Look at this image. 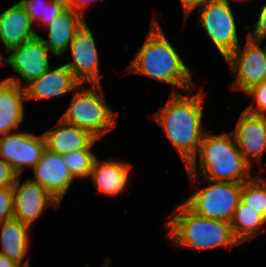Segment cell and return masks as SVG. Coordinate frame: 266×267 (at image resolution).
Segmentation results:
<instances>
[{
  "instance_id": "obj_16",
  "label": "cell",
  "mask_w": 266,
  "mask_h": 267,
  "mask_svg": "<svg viewBox=\"0 0 266 267\" xmlns=\"http://www.w3.org/2000/svg\"><path fill=\"white\" fill-rule=\"evenodd\" d=\"M86 23L85 16L68 7L53 22L47 25L48 38L38 35L51 55L62 56L68 51L76 33Z\"/></svg>"
},
{
  "instance_id": "obj_4",
  "label": "cell",
  "mask_w": 266,
  "mask_h": 267,
  "mask_svg": "<svg viewBox=\"0 0 266 267\" xmlns=\"http://www.w3.org/2000/svg\"><path fill=\"white\" fill-rule=\"evenodd\" d=\"M169 216L172 217L166 221L167 237L181 248L200 251L241 245L230 223L199 216L183 202Z\"/></svg>"
},
{
  "instance_id": "obj_25",
  "label": "cell",
  "mask_w": 266,
  "mask_h": 267,
  "mask_svg": "<svg viewBox=\"0 0 266 267\" xmlns=\"http://www.w3.org/2000/svg\"><path fill=\"white\" fill-rule=\"evenodd\" d=\"M96 158L91 149H79L62 154L64 164L75 179L89 178Z\"/></svg>"
},
{
  "instance_id": "obj_13",
  "label": "cell",
  "mask_w": 266,
  "mask_h": 267,
  "mask_svg": "<svg viewBox=\"0 0 266 267\" xmlns=\"http://www.w3.org/2000/svg\"><path fill=\"white\" fill-rule=\"evenodd\" d=\"M232 133L238 149L251 166L253 161L262 160L266 152V116L243 110Z\"/></svg>"
},
{
  "instance_id": "obj_26",
  "label": "cell",
  "mask_w": 266,
  "mask_h": 267,
  "mask_svg": "<svg viewBox=\"0 0 266 267\" xmlns=\"http://www.w3.org/2000/svg\"><path fill=\"white\" fill-rule=\"evenodd\" d=\"M244 93L250 96L253 101L244 111L259 116H266V81L252 86Z\"/></svg>"
},
{
  "instance_id": "obj_10",
  "label": "cell",
  "mask_w": 266,
  "mask_h": 267,
  "mask_svg": "<svg viewBox=\"0 0 266 267\" xmlns=\"http://www.w3.org/2000/svg\"><path fill=\"white\" fill-rule=\"evenodd\" d=\"M43 135L20 131L0 136V158L21 176L24 168H33L45 150Z\"/></svg>"
},
{
  "instance_id": "obj_15",
  "label": "cell",
  "mask_w": 266,
  "mask_h": 267,
  "mask_svg": "<svg viewBox=\"0 0 266 267\" xmlns=\"http://www.w3.org/2000/svg\"><path fill=\"white\" fill-rule=\"evenodd\" d=\"M80 83L64 64L52 70L50 67L39 78L32 80L25 87L26 99H48L63 96L75 91Z\"/></svg>"
},
{
  "instance_id": "obj_19",
  "label": "cell",
  "mask_w": 266,
  "mask_h": 267,
  "mask_svg": "<svg viewBox=\"0 0 266 267\" xmlns=\"http://www.w3.org/2000/svg\"><path fill=\"white\" fill-rule=\"evenodd\" d=\"M132 165L118 161H94L90 176L99 193L118 196L126 189Z\"/></svg>"
},
{
  "instance_id": "obj_5",
  "label": "cell",
  "mask_w": 266,
  "mask_h": 267,
  "mask_svg": "<svg viewBox=\"0 0 266 267\" xmlns=\"http://www.w3.org/2000/svg\"><path fill=\"white\" fill-rule=\"evenodd\" d=\"M92 88L82 87L73 91L71 104L61 116L68 124L75 125L88 131L96 139L101 140L117 126L115 112L103 98V86L91 85Z\"/></svg>"
},
{
  "instance_id": "obj_20",
  "label": "cell",
  "mask_w": 266,
  "mask_h": 267,
  "mask_svg": "<svg viewBox=\"0 0 266 267\" xmlns=\"http://www.w3.org/2000/svg\"><path fill=\"white\" fill-rule=\"evenodd\" d=\"M24 88L6 80L0 82V136L14 131L24 118Z\"/></svg>"
},
{
  "instance_id": "obj_7",
  "label": "cell",
  "mask_w": 266,
  "mask_h": 267,
  "mask_svg": "<svg viewBox=\"0 0 266 267\" xmlns=\"http://www.w3.org/2000/svg\"><path fill=\"white\" fill-rule=\"evenodd\" d=\"M196 9L200 26L225 59L240 46L237 18L234 17L230 3L212 0Z\"/></svg>"
},
{
  "instance_id": "obj_22",
  "label": "cell",
  "mask_w": 266,
  "mask_h": 267,
  "mask_svg": "<svg viewBox=\"0 0 266 267\" xmlns=\"http://www.w3.org/2000/svg\"><path fill=\"white\" fill-rule=\"evenodd\" d=\"M265 224L266 219L241 200L230 221L234 237L240 244L262 233V230L264 232L262 227Z\"/></svg>"
},
{
  "instance_id": "obj_14",
  "label": "cell",
  "mask_w": 266,
  "mask_h": 267,
  "mask_svg": "<svg viewBox=\"0 0 266 267\" xmlns=\"http://www.w3.org/2000/svg\"><path fill=\"white\" fill-rule=\"evenodd\" d=\"M34 177L29 178L40 184L60 203L75 178L62 160V155L44 150L40 161L32 168Z\"/></svg>"
},
{
  "instance_id": "obj_21",
  "label": "cell",
  "mask_w": 266,
  "mask_h": 267,
  "mask_svg": "<svg viewBox=\"0 0 266 267\" xmlns=\"http://www.w3.org/2000/svg\"><path fill=\"white\" fill-rule=\"evenodd\" d=\"M0 254L15 261L20 266L29 265V260L22 264L30 241V227L17 219H10L0 223Z\"/></svg>"
},
{
  "instance_id": "obj_30",
  "label": "cell",
  "mask_w": 266,
  "mask_h": 267,
  "mask_svg": "<svg viewBox=\"0 0 266 267\" xmlns=\"http://www.w3.org/2000/svg\"><path fill=\"white\" fill-rule=\"evenodd\" d=\"M212 0H180L181 6L184 10L185 20L189 17L193 10L196 8L203 6L205 3Z\"/></svg>"
},
{
  "instance_id": "obj_34",
  "label": "cell",
  "mask_w": 266,
  "mask_h": 267,
  "mask_svg": "<svg viewBox=\"0 0 266 267\" xmlns=\"http://www.w3.org/2000/svg\"><path fill=\"white\" fill-rule=\"evenodd\" d=\"M219 1H222V2H226V3H229V0H219ZM238 1V0H237ZM241 1V0H239ZM243 1V0H242ZM245 1V0H244Z\"/></svg>"
},
{
  "instance_id": "obj_32",
  "label": "cell",
  "mask_w": 266,
  "mask_h": 267,
  "mask_svg": "<svg viewBox=\"0 0 266 267\" xmlns=\"http://www.w3.org/2000/svg\"><path fill=\"white\" fill-rule=\"evenodd\" d=\"M0 267H20L18 263L0 254Z\"/></svg>"
},
{
  "instance_id": "obj_6",
  "label": "cell",
  "mask_w": 266,
  "mask_h": 267,
  "mask_svg": "<svg viewBox=\"0 0 266 267\" xmlns=\"http://www.w3.org/2000/svg\"><path fill=\"white\" fill-rule=\"evenodd\" d=\"M183 203L199 216L230 223L241 200L243 183L211 181Z\"/></svg>"
},
{
  "instance_id": "obj_29",
  "label": "cell",
  "mask_w": 266,
  "mask_h": 267,
  "mask_svg": "<svg viewBox=\"0 0 266 267\" xmlns=\"http://www.w3.org/2000/svg\"><path fill=\"white\" fill-rule=\"evenodd\" d=\"M18 176L12 166L0 158V188L13 187Z\"/></svg>"
},
{
  "instance_id": "obj_17",
  "label": "cell",
  "mask_w": 266,
  "mask_h": 267,
  "mask_svg": "<svg viewBox=\"0 0 266 267\" xmlns=\"http://www.w3.org/2000/svg\"><path fill=\"white\" fill-rule=\"evenodd\" d=\"M56 128L44 132L45 148L59 155L79 149H92L99 141L88 131L75 125L65 123L61 118L56 122Z\"/></svg>"
},
{
  "instance_id": "obj_1",
  "label": "cell",
  "mask_w": 266,
  "mask_h": 267,
  "mask_svg": "<svg viewBox=\"0 0 266 267\" xmlns=\"http://www.w3.org/2000/svg\"><path fill=\"white\" fill-rule=\"evenodd\" d=\"M194 90L196 88L187 91L186 95L171 93L165 105L152 114L185 166L197 155L207 132L202 124L205 96L201 90L192 95Z\"/></svg>"
},
{
  "instance_id": "obj_9",
  "label": "cell",
  "mask_w": 266,
  "mask_h": 267,
  "mask_svg": "<svg viewBox=\"0 0 266 267\" xmlns=\"http://www.w3.org/2000/svg\"><path fill=\"white\" fill-rule=\"evenodd\" d=\"M261 44L247 38L243 48L240 45L225 58L235 77L233 90L245 92L266 81V50Z\"/></svg>"
},
{
  "instance_id": "obj_23",
  "label": "cell",
  "mask_w": 266,
  "mask_h": 267,
  "mask_svg": "<svg viewBox=\"0 0 266 267\" xmlns=\"http://www.w3.org/2000/svg\"><path fill=\"white\" fill-rule=\"evenodd\" d=\"M31 23L47 26L68 8L67 0H20Z\"/></svg>"
},
{
  "instance_id": "obj_3",
  "label": "cell",
  "mask_w": 266,
  "mask_h": 267,
  "mask_svg": "<svg viewBox=\"0 0 266 267\" xmlns=\"http://www.w3.org/2000/svg\"><path fill=\"white\" fill-rule=\"evenodd\" d=\"M127 71L168 83L174 88L172 93H178L177 87L185 92L195 89L190 68L186 66L178 51L176 52L155 19L147 39L137 51Z\"/></svg>"
},
{
  "instance_id": "obj_31",
  "label": "cell",
  "mask_w": 266,
  "mask_h": 267,
  "mask_svg": "<svg viewBox=\"0 0 266 267\" xmlns=\"http://www.w3.org/2000/svg\"><path fill=\"white\" fill-rule=\"evenodd\" d=\"M68 1V7L72 8L75 12L80 13L84 16V9L87 8V5L89 3L91 4L94 0H67Z\"/></svg>"
},
{
  "instance_id": "obj_24",
  "label": "cell",
  "mask_w": 266,
  "mask_h": 267,
  "mask_svg": "<svg viewBox=\"0 0 266 267\" xmlns=\"http://www.w3.org/2000/svg\"><path fill=\"white\" fill-rule=\"evenodd\" d=\"M256 175L243 182L241 201L266 219V177Z\"/></svg>"
},
{
  "instance_id": "obj_27",
  "label": "cell",
  "mask_w": 266,
  "mask_h": 267,
  "mask_svg": "<svg viewBox=\"0 0 266 267\" xmlns=\"http://www.w3.org/2000/svg\"><path fill=\"white\" fill-rule=\"evenodd\" d=\"M13 188H0V223L13 219Z\"/></svg>"
},
{
  "instance_id": "obj_12",
  "label": "cell",
  "mask_w": 266,
  "mask_h": 267,
  "mask_svg": "<svg viewBox=\"0 0 266 267\" xmlns=\"http://www.w3.org/2000/svg\"><path fill=\"white\" fill-rule=\"evenodd\" d=\"M20 176L17 177L13 188V218L32 227L33 223L42 215L45 207L59 208L60 202L40 184L26 179L20 185Z\"/></svg>"
},
{
  "instance_id": "obj_33",
  "label": "cell",
  "mask_w": 266,
  "mask_h": 267,
  "mask_svg": "<svg viewBox=\"0 0 266 267\" xmlns=\"http://www.w3.org/2000/svg\"><path fill=\"white\" fill-rule=\"evenodd\" d=\"M109 263H110L109 258H106L105 259V264L103 265V267H109ZM86 267H88V266H86Z\"/></svg>"
},
{
  "instance_id": "obj_8",
  "label": "cell",
  "mask_w": 266,
  "mask_h": 267,
  "mask_svg": "<svg viewBox=\"0 0 266 267\" xmlns=\"http://www.w3.org/2000/svg\"><path fill=\"white\" fill-rule=\"evenodd\" d=\"M50 53L38 35L27 42H23L19 46L11 48L7 53H4L8 57H5V59L2 57L0 59V66L8 64L21 79L10 76L4 80L24 88L28 83L39 78L51 67L49 63ZM23 81L25 85L22 83Z\"/></svg>"
},
{
  "instance_id": "obj_11",
  "label": "cell",
  "mask_w": 266,
  "mask_h": 267,
  "mask_svg": "<svg viewBox=\"0 0 266 267\" xmlns=\"http://www.w3.org/2000/svg\"><path fill=\"white\" fill-rule=\"evenodd\" d=\"M73 62L65 65L73 73L75 79L84 84L101 85V76L99 71V53L92 31L87 23L76 33L75 38L69 48Z\"/></svg>"
},
{
  "instance_id": "obj_28",
  "label": "cell",
  "mask_w": 266,
  "mask_h": 267,
  "mask_svg": "<svg viewBox=\"0 0 266 267\" xmlns=\"http://www.w3.org/2000/svg\"><path fill=\"white\" fill-rule=\"evenodd\" d=\"M253 28V32H249L247 38L255 42H263L266 38V2L261 8L259 17L254 26H244V29Z\"/></svg>"
},
{
  "instance_id": "obj_18",
  "label": "cell",
  "mask_w": 266,
  "mask_h": 267,
  "mask_svg": "<svg viewBox=\"0 0 266 267\" xmlns=\"http://www.w3.org/2000/svg\"><path fill=\"white\" fill-rule=\"evenodd\" d=\"M32 26L27 12L19 1L0 13V40L5 53L36 37L38 33Z\"/></svg>"
},
{
  "instance_id": "obj_2",
  "label": "cell",
  "mask_w": 266,
  "mask_h": 267,
  "mask_svg": "<svg viewBox=\"0 0 266 267\" xmlns=\"http://www.w3.org/2000/svg\"><path fill=\"white\" fill-rule=\"evenodd\" d=\"M211 132L205 133L198 155L185 166L191 181L197 180L198 172L204 175V180L211 181L243 183L252 179V166L238 149L233 133Z\"/></svg>"
}]
</instances>
